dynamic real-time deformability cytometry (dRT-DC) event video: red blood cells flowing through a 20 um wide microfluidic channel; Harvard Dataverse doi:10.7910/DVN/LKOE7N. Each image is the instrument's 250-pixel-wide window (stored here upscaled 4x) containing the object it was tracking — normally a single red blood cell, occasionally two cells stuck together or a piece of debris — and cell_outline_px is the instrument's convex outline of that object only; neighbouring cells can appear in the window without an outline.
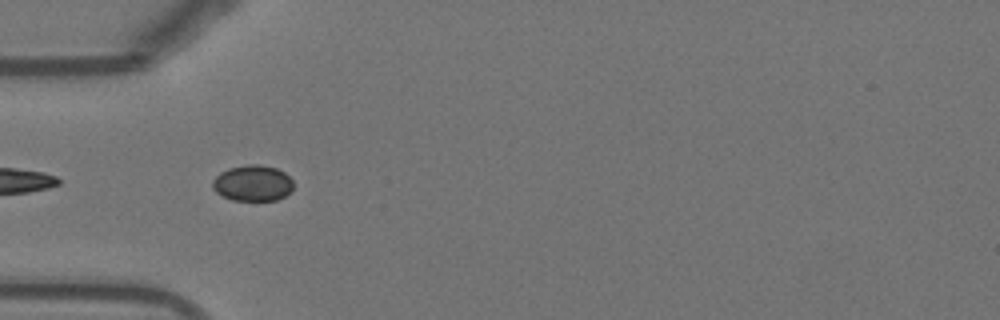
{"species": "Egyptian fruit bat (a non-hibernating species)", "species_latin": "Rousettus aegyptiacus", "temperature_condition": "warm", "stored_images_in_passage": 8, "camera_frame_rate_fps": 3000, "um_per_image_px": 0.085, "animal": {"sex": "female"}, "frame": {"image": 1, "passage_image": 3, "time_ms": 0.667, "image_size_px": [1000, 320], "cell_outline_px": [[292, 188], [284, 196], [276, 200], [232, 200], [216, 192], [212, 188], [212, 180], [220, 172], [228, 168], [248, 164], [260, 164], [276, 168], [284, 172], [292, 180]], "centroid_in_image_um": [21.45, 15.55], "position_along_channel_um": 63.6, "area_um2": 16.88}}
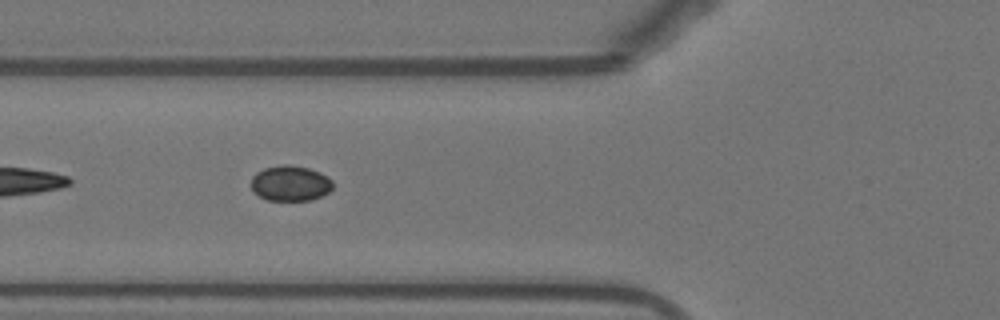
{"frame": {"image": 2, "passage_image": 6, "time_ms": 1.667, "image_size_px": [1000, 320], "cell_outline_px": [[332, 188], [328, 192], [320, 196], [308, 200], [268, 200], [252, 192], [252, 176], [256, 172], [264, 168], [284, 164], [288, 164], [308, 168], [320, 172], [328, 176], [332, 180]], "centroid_in_image_um": [24.67, 15.57], "position_along_channel_um": 101.1, "area_um2": 16.82}}